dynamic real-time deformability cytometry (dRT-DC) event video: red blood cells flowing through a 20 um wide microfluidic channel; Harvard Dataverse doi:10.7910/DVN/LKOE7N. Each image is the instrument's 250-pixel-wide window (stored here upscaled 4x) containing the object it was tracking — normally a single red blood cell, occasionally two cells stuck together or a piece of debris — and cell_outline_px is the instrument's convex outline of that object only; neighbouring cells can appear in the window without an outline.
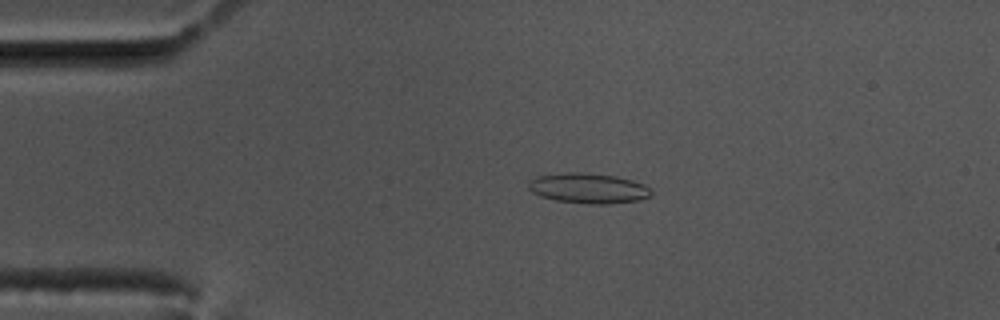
{"species": "common noctule bat (a hibernating species)", "species_latin": "Nyctalus noctula", "temperature_condition": "cold", "stored_images_in_passage": 56, "camera_frame_rate_fps": 3000, "um_per_image_px": 0.085, "animal": {"sex": "male", "body_mass_g": 17.5, "forearm_length_mm": 52.3}, "frame": {"image": 1, "passage_image": 11, "time_ms": 3.333, "image_size_px": [1000, 320], "cell_outline_px": [[652, 196], [640, 200], [608, 204], [588, 204], [556, 200], [540, 196], [532, 192], [528, 188], [528, 180], [536, 176], [568, 172], [584, 172], [616, 176], [632, 180], [644, 184], [652, 192]], "centroid_in_image_um": [50.0, 16.0], "position_along_channel_um": 35.0, "area_um2": 21.79}}
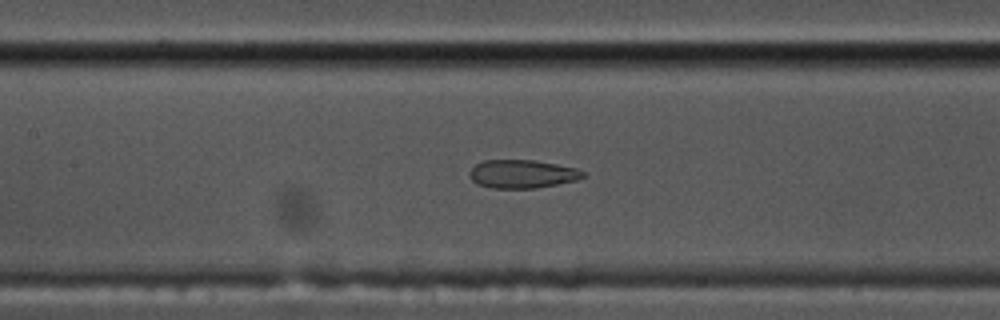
{"frame": {"image": 2, "passage_image": 25, "time_ms": 8.0, "image_size_px": [1000, 320], "cell_outline_px": [[584, 176], [576, 180], [536, 188], [492, 188], [476, 184], [472, 180], [468, 172], [476, 164], [484, 160], [536, 160], [576, 168], [584, 172]], "centroid_in_image_um": [44.36, 14.78], "position_along_channel_um": 163.0, "area_um2": 18.67}}
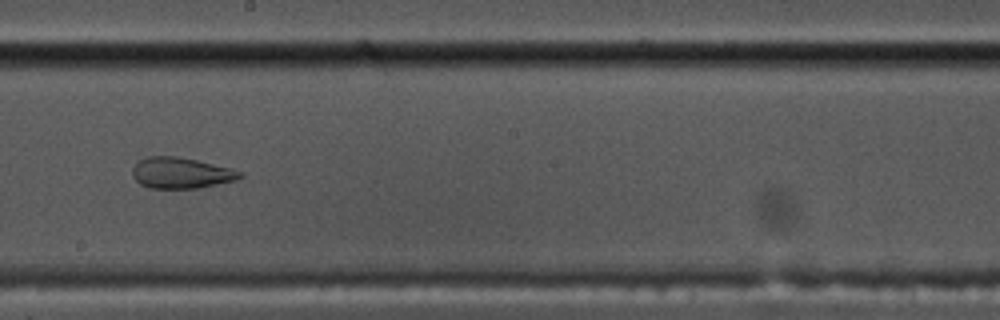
{"frame": {"image": 3, "passage_image": 31, "time_ms": 10.0, "image_size_px": [1000, 320], "cell_outline_px": [[244, 176], [236, 180], [200, 188], [148, 188], [140, 184], [132, 176], [132, 168], [140, 160], [148, 156], [176, 156], [196, 160], [244, 172]], "centroid_in_image_um": [15.38, 14.71], "position_along_channel_um": 232.8, "area_um2": 19.36}, "authors_computed_cell_mechanics": {"area_um2": 20.9525, "velocity_mm_per_s": 3.5065, "shape_relaxation_time_tau1_ms": null, "shape_relaxation_time_tau2_ms": 1.7174, "deformation_change_tau1": null, "deformation_change_tau2": 0.0673}}